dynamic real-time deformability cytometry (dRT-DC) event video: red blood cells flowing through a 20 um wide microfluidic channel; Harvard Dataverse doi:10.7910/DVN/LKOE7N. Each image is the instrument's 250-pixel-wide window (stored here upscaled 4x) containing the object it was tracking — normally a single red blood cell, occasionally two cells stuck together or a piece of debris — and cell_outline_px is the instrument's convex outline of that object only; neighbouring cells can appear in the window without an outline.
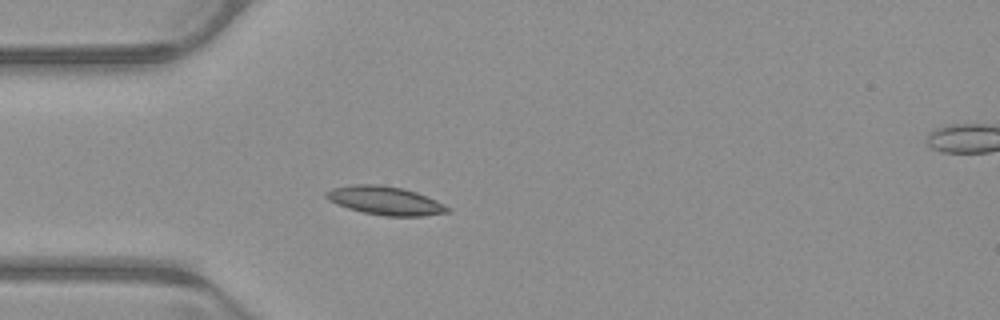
{"species": "common noctule bat (a hibernating species)", "species_latin": "Nyctalus noctula", "temperature_condition": "warm", "stored_images_in_passage": 39, "camera_frame_rate_fps": 3000, "um_per_image_px": 0.085, "animal": {"sex": "male", "body_mass_g": 23.1, "forearm_length_mm": 52.7}, "frame": {"image": 1, "passage_image": 1, "time_ms": 0.0, "image_size_px": [1000, 320], "cell_outline_px": [[452, 208], [448, 212], [424, 216], [388, 216], [364, 212], [348, 208], [336, 204], [328, 200], [324, 196], [324, 192], [332, 188], [352, 184], [380, 184], [404, 188], [416, 192], [436, 200]], "centroid_in_image_um": [32.73, 17.04], "position_along_channel_um": 52.3, "area_um2": 20.29}}
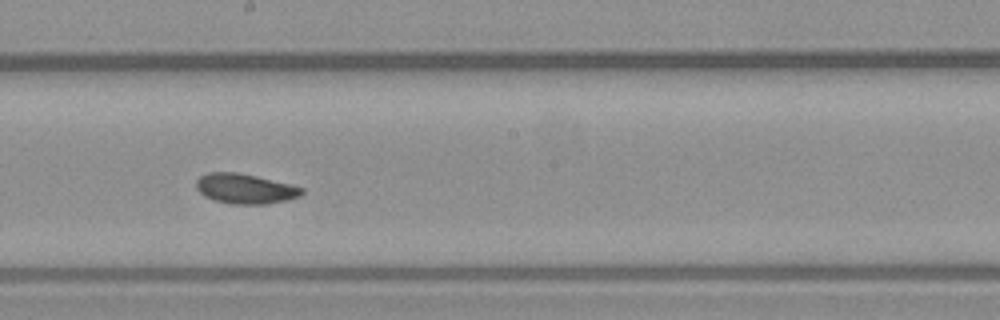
{"frame": {"image": 2, "passage_image": 15, "time_ms": 4.667, "image_size_px": [1000, 320], "cell_outline_px": [[304, 192], [300, 196], [288, 200], [264, 204], [232, 204], [216, 200], [204, 196], [196, 188], [196, 180], [200, 176], [208, 172], [236, 172], [256, 176], [304, 188]], "centroid_in_image_um": [20.82, 16.04], "position_along_channel_um": 227.4, "area_um2": 18.32}}
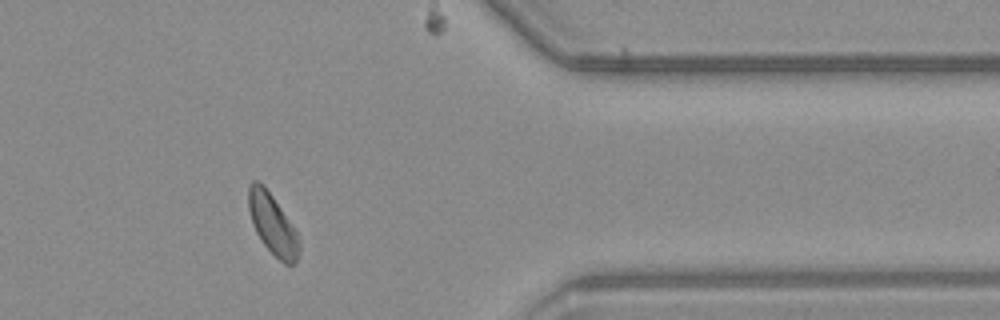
{"frame": {"image": 3, "passage_image": 29, "time_ms": 9.333, "image_size_px": [1000, 320], "cell_outline_px": [[300, 248], [296, 264], [284, 264], [260, 240], [252, 224], [248, 208], [248, 188], [252, 180], [260, 180], [264, 184], [296, 228], [300, 240]], "centroid_in_image_um": [23.18, 19.03], "position_along_channel_um": 388.2, "area_um2": 18.26}, "authors_computed_cell_mechanics": {"area_um2": 18.2648, "velocity_mm_per_s": 3.9075, "shape_relaxation_time_tau1_ms": 2.6527, "shape_relaxation_time_tau2_ms": 4.3528, "deformation_change_tau1": 0.1164, "deformation_change_tau2": 0.095}}